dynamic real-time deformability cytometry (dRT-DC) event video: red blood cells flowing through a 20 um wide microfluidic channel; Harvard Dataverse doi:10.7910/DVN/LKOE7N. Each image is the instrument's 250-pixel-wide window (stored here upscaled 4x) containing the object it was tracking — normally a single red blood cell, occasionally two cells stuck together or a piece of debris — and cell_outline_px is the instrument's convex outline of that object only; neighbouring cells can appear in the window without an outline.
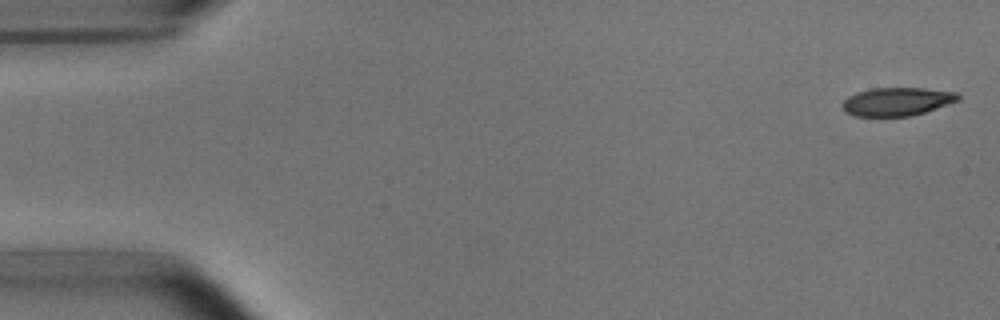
{"species": "common noctule bat (a hibernating species)", "species_latin": "Nyctalus noctula", "temperature_condition": "room temperature", "stored_images_in_passage": 15, "camera_frame_rate_fps": 3000, "um_per_image_px": 0.085, "animal": {"sex": "male", "body_mass_g": 15.6}, "frame": {"image": 1, "passage_image": 1, "time_ms": 0.0, "image_size_px": [1000, 320], "cell_outline_px": [[960, 100], [912, 116], [856, 116], [844, 112], [844, 100], [848, 96], [856, 92], [872, 88], [924, 88], [956, 92], [960, 96]], "centroid_in_image_um": [76.25, 8.63], "position_along_channel_um": 8.7, "area_um2": 19.02}}
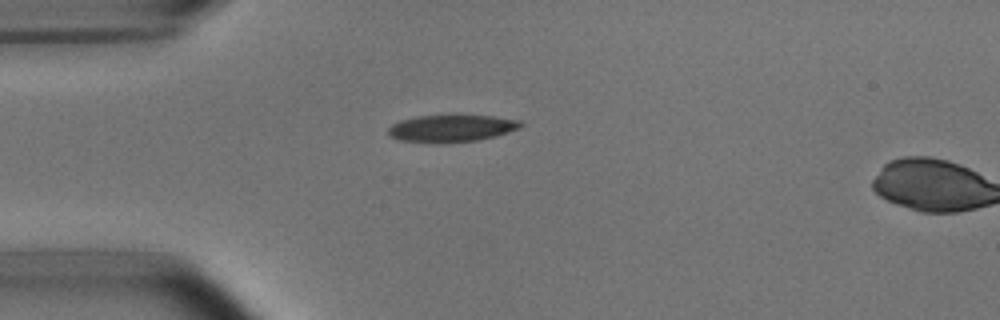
{"frame": {"image": 2, "passage_image": 13, "time_ms": 4.0, "image_size_px": [1000, 320], "cell_outline_px": [[524, 124], [520, 128], [496, 136], [476, 140], [400, 140], [388, 136], [388, 128], [392, 124], [400, 120], [420, 116], [456, 112], [492, 116], [520, 120]], "centroid_in_image_um": [38.44, 10.81], "position_along_channel_um": 46.6, "area_um2": 20.87}}